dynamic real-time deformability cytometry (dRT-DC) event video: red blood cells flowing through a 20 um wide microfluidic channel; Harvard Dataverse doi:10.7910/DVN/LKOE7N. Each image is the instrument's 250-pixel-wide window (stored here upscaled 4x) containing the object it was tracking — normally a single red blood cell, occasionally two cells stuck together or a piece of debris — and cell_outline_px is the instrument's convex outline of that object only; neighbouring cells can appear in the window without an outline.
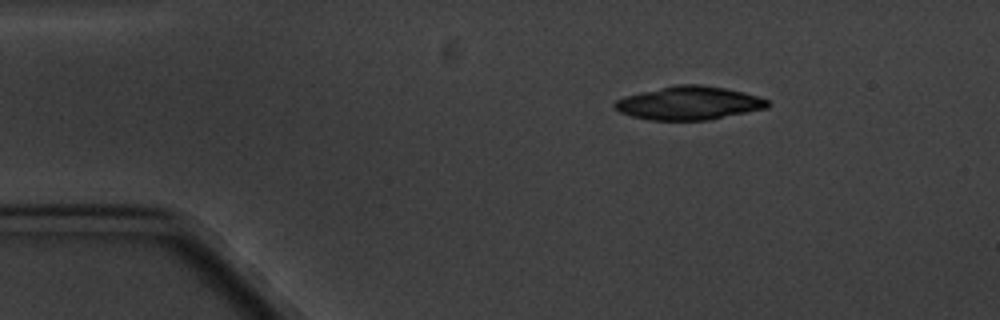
{"species": "common noctule bat (a hibernating species)", "species_latin": "Nyctalus noctula", "temperature_condition": "cold", "stored_images_in_passage": 3, "camera_frame_rate_fps": 3000, "um_per_image_px": 0.085, "animal": {"sex": "male", "body_mass_g": 20.1, "forearm_length_mm": 53.5}, "frame": {"image": 1, "passage_image": 1, "time_ms": 0.0, "image_size_px": [1000, 320], "cell_outline_px": [[768, 108], [712, 120], [648, 120], [632, 116], [620, 112], [612, 104], [616, 100], [624, 96], [640, 92], [676, 84], [700, 84], [724, 88], [744, 92], [768, 100]], "centroid_in_image_um": [58.56, 8.77], "position_along_channel_um": 26.4, "area_um2": 29.88}}